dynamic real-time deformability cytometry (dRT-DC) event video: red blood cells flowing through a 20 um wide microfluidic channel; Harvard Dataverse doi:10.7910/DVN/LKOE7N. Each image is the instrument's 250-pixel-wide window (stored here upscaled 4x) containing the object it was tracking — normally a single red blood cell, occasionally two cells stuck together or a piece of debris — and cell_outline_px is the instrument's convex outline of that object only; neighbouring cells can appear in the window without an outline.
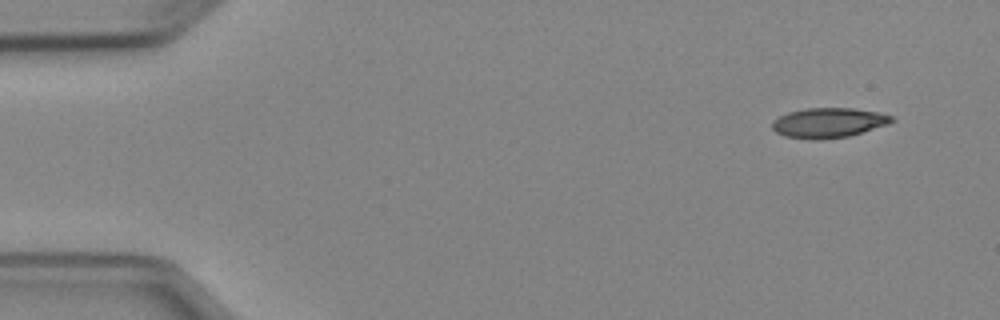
{"species": "Egyptian fruit bat (a non-hibernating species)", "species_latin": "Rousettus aegyptiacus", "temperature_condition": "cold", "stored_images_in_passage": 4, "camera_frame_rate_fps": 3000, "um_per_image_px": 0.085, "animal": {"sex": "female"}, "frame": {"image": 1, "passage_image": 1, "time_ms": 0.0, "image_size_px": [1000, 320], "cell_outline_px": [[896, 120], [888, 124], [848, 136], [820, 140], [812, 140], [784, 136], [776, 132], [772, 128], [772, 120], [788, 112], [808, 108], [852, 108], [880, 112], [892, 116]], "centroid_in_image_um": [70.42, 10.43], "position_along_channel_um": 14.6, "area_um2": 20.87}}
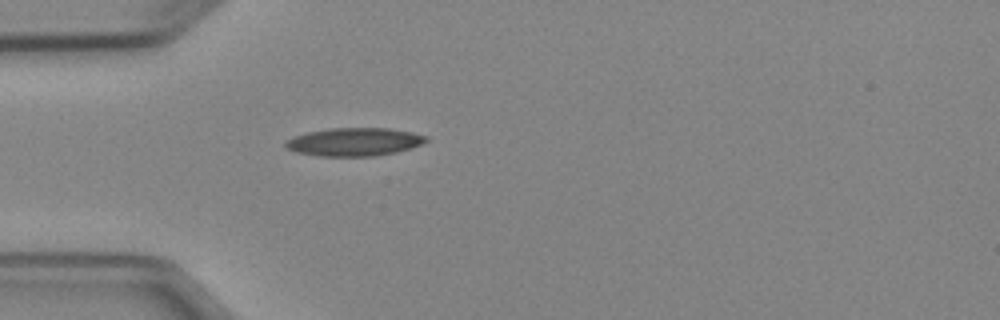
{"frame": {"image": 2, "passage_image": 4, "time_ms": 3.667, "image_size_px": [1000, 320], "cell_outline_px": [[428, 140], [420, 144], [396, 152], [372, 156], [320, 156], [296, 152], [288, 148], [284, 144], [284, 140], [292, 136], [308, 132], [328, 128], [388, 128], [412, 132], [428, 136]], "centroid_in_image_um": [30.07, 12.05], "position_along_channel_um": 54.9, "area_um2": 23.0}}